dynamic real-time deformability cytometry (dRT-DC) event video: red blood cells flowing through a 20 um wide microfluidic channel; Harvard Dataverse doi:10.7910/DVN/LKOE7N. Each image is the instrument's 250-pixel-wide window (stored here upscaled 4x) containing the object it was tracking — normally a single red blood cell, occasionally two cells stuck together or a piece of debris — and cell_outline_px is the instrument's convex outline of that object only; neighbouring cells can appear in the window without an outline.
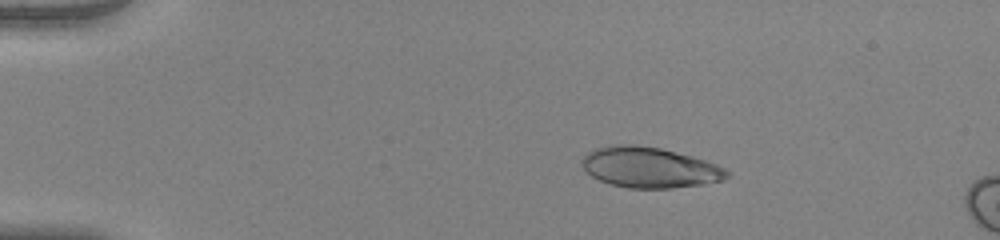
{"species": "human", "species_latin": "Homo sapiens", "temperature_condition": "warm", "stored_images_in_passage": 16, "camera_frame_rate_fps": 3000, "um_per_image_px": 0.085, "donor": {"sex": "female"}, "frame": {"image": 1, "passage_image": 10, "time_ms": 3.0, "image_size_px": [1000, 240], "cell_outline_px": [[732, 176], [724, 180], [700, 184], [672, 188], [628, 188], [608, 184], [592, 176], [580, 164], [584, 156], [588, 152], [596, 148], [612, 144], [636, 144], [660, 148], [692, 156], [716, 164], [732, 172]], "centroid_in_image_um": [55.22, 14.23], "position_along_channel_um": 29.8, "area_um2": 34.45}}